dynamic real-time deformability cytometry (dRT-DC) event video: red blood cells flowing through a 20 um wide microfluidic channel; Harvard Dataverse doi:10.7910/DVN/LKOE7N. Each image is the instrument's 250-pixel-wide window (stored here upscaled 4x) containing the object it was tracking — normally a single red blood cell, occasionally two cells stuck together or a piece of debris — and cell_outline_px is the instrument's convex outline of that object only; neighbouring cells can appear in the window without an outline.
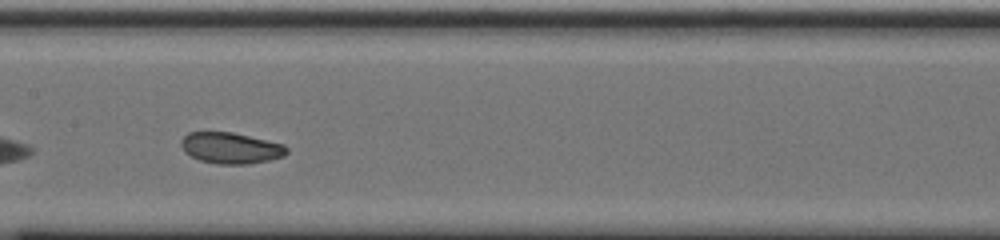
{"species": "common noctule bat (a hibernating species)", "species_latin": "Nyctalus noctula", "temperature_condition": "cold", "stored_images_in_passage": 34, "camera_frame_rate_fps": 3000, "um_per_image_px": 0.085, "animal": {"sex": "male", "body_mass_g": 20.0, "forearm_length_mm": 53.3}, "frame": {"image": 1, "passage_image": 15, "time_ms": 4.667, "image_size_px": [1000, 240], "cell_outline_px": [[288, 152], [284, 156], [268, 160], [248, 164], [216, 164], [200, 160], [184, 152], [180, 144], [180, 140], [188, 132], [232, 132], [284, 144], [288, 148]], "centroid_in_image_um": [19.6, 12.58], "position_along_channel_um": 187.8, "area_um2": 19.19}, "authors_computed_cell_mechanics": {"area_um2": 19.2763, "velocity_mm_per_s": 3.6433, "shape_relaxation_time_tau1_ms": 1.2148, "shape_relaxation_time_tau2_ms": null, "deformation_change_tau1": 0.0457, "deformation_change_tau2": null}}